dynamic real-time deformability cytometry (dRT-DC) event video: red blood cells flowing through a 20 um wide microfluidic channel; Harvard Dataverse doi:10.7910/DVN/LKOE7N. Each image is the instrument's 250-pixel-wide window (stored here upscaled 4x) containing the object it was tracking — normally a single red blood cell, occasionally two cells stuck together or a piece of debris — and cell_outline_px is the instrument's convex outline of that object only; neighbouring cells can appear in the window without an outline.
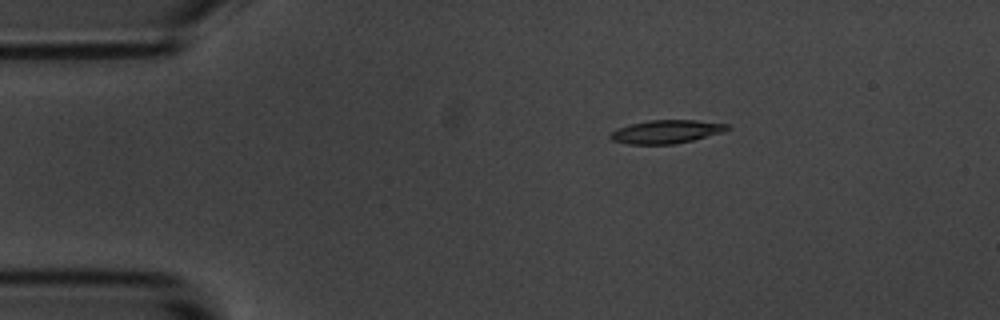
{"species": "common noctule bat (a hibernating species)", "species_latin": "Nyctalus noctula", "temperature_condition": "room temperature", "stored_images_in_passage": 6, "segment_of_instrument_passage": [1, 2], "camera_frame_rate_fps": 3000, "um_per_image_px": 0.085, "animal": {"sex": "male", "body_mass_g": 20.1, "forearm_length_mm": 53.5}, "frame": {"image": 1, "passage_image": 3, "time_ms": 2.333, "image_size_px": [1000, 320], "cell_outline_px": [[732, 128], [720, 132], [692, 140], [672, 144], [628, 144], [612, 140], [608, 136], [616, 128], [648, 120], [696, 120], [728, 124]], "centroid_in_image_um": [56.6, 11.19], "position_along_channel_um": 28.4, "area_um2": 15.72}}
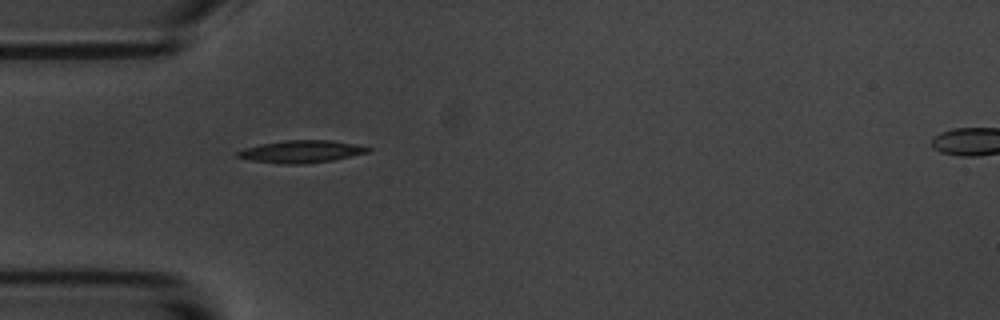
{"frame": {"image": 2, "passage_image": 5, "time_ms": 4.667, "image_size_px": [1000, 320], "cell_outline_px": [[372, 148], [368, 152], [332, 160], [304, 164], [280, 164], [252, 160], [236, 156], [236, 152], [244, 148], [260, 144], [284, 140], [328, 140], [356, 144]], "centroid_in_image_um": [25.59, 12.88], "position_along_channel_um": 59.4, "area_um2": 16.88}}